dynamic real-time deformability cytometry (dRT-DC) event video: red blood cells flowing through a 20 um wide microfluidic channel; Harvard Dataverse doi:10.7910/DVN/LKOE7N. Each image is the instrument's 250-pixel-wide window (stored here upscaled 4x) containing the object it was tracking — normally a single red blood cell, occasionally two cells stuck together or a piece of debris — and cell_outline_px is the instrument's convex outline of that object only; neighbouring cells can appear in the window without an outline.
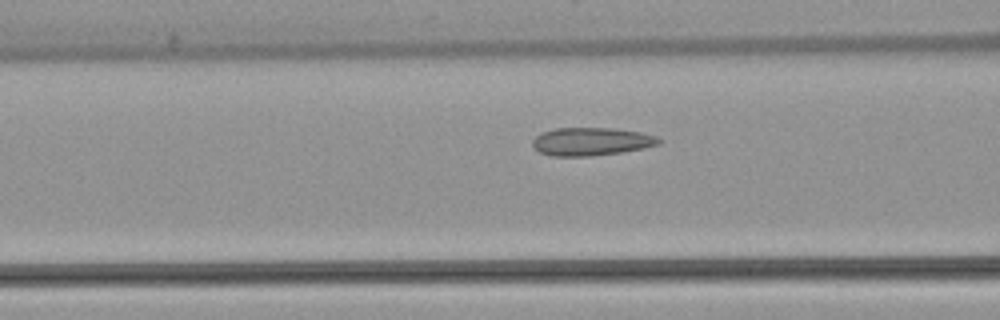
{"species": "common noctule bat (a hibernating species)", "species_latin": "Nyctalus noctula", "temperature_condition": "warm", "stored_images_in_passage": 33, "camera_frame_rate_fps": 3000, "um_per_image_px": 0.085, "animal": {"sex": "female", "body_mass_g": 22.7, "forearm_length_mm": 54.2}, "frame": {"image": 1, "passage_image": 11, "time_ms": 3.333, "image_size_px": [1000, 320], "cell_outline_px": [[664, 140], [660, 144], [644, 148], [620, 152], [592, 156], [552, 156], [540, 152], [532, 148], [532, 140], [540, 132], [556, 128], [612, 128], [640, 132], [656, 136]], "centroid_in_image_um": [50.25, 12.03], "position_along_channel_um": 116.4, "area_um2": 20.81}}
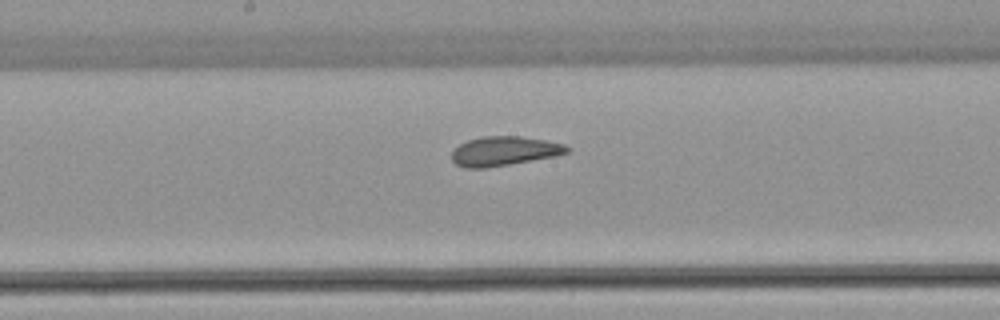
{"frame": {"image": 2, "passage_image": 18, "time_ms": 5.667, "image_size_px": [1000, 320], "cell_outline_px": [[572, 148], [568, 152], [556, 156], [484, 168], [464, 168], [456, 164], [452, 160], [452, 148], [468, 140], [484, 136], [520, 136], [544, 140], [564, 144]], "centroid_in_image_um": [42.84, 12.84], "position_along_channel_um": 205.4, "area_um2": 19.65}}
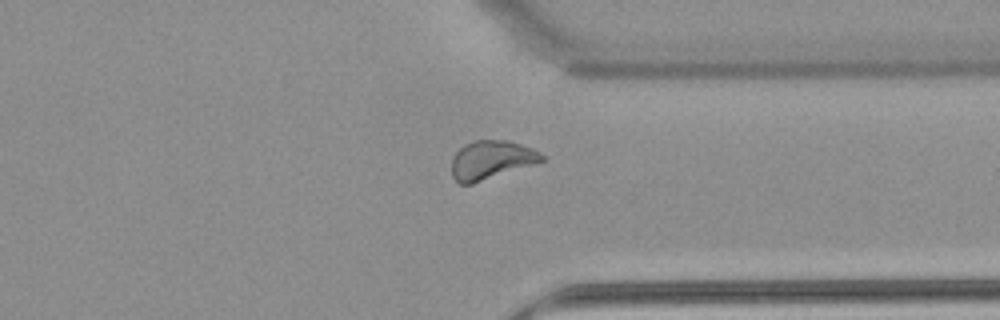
{"frame": {"image": 3, "passage_image": 31, "time_ms": 10.0, "image_size_px": [1000, 320], "cell_outline_px": [[544, 160], [472, 184], [460, 184], [452, 176], [452, 156], [464, 144], [476, 140], [508, 140], [532, 148], [540, 152], [544, 156]], "centroid_in_image_um": [41.72, 13.58], "position_along_channel_um": 369.7, "area_um2": 20.06}}